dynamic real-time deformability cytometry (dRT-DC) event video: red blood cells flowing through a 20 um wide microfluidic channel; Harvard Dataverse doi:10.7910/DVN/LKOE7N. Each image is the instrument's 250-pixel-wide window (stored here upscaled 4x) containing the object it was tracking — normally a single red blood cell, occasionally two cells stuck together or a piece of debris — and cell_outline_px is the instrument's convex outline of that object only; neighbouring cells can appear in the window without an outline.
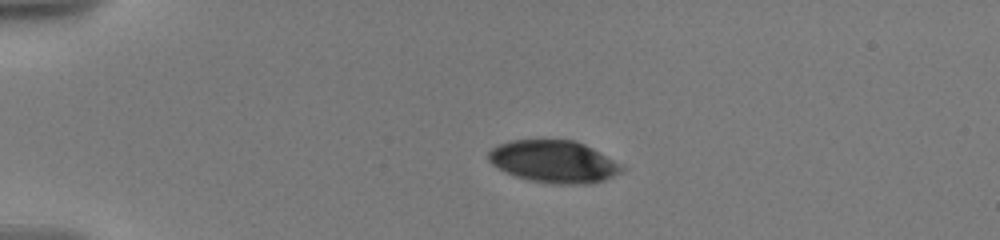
{"species": "human", "species_latin": "Homo sapiens", "temperature_condition": "warm", "stored_images_in_passage": 70, "camera_frame_rate_fps": 3000, "um_per_image_px": 0.085, "donor": {"sex": "male"}, "frame": {"image": 1, "passage_image": 1, "time_ms": 0.0, "image_size_px": [1000, 240], "cell_outline_px": [[624, 168], [620, 172], [604, 180], [592, 184], [552, 184], [528, 180], [516, 176], [492, 164], [488, 160], [488, 152], [492, 148], [500, 144], [512, 140], [576, 140], [592, 148], [620, 164]], "centroid_in_image_um": [47.07, 13.74], "position_along_channel_um": 37.9, "area_um2": 32.54}}
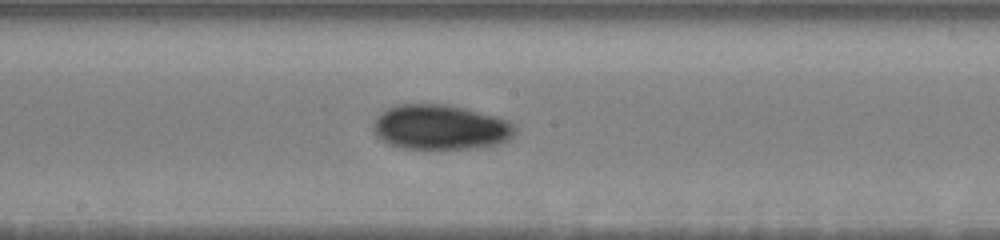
{"frame": {"image": 2, "passage_image": 28, "time_ms": 6.333, "image_size_px": [1000, 240], "cell_outline_px": [[516, 128], [508, 140], [496, 144], [472, 148], [400, 148], [388, 144], [376, 136], [372, 132], [372, 124], [376, 116], [380, 112], [396, 104], [448, 104], [496, 116], [512, 124]], "centroid_in_image_um": [37.34, 10.8], "position_along_channel_um": 210.9, "area_um2": 37.05}}
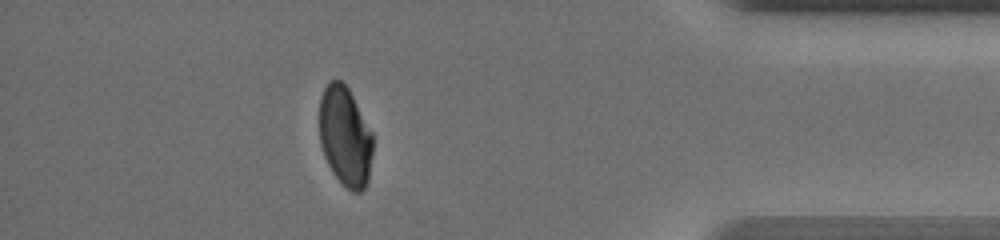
{"frame": {"image": 3, "passage_image": 56, "time_ms": 12.667, "image_size_px": [1000, 240], "cell_outline_px": [[372, 152], [368, 180], [364, 188], [360, 192], [352, 192], [332, 172], [324, 156], [320, 144], [320, 96], [324, 88], [332, 80], [340, 80], [348, 88], [372, 132]], "centroid_in_image_um": [29.33, 11.6], "position_along_channel_um": 405.9, "area_um2": 30.75}, "authors_computed_cell_mechanics": {"area_um2": 34.2176, "velocity_mm_per_s": 3.5811, "shape_relaxation_time_tau1_ms": 4.6237, "shape_relaxation_time_tau2_ms": 2.1503, "deformation_change_tau1": 0.1392, "deformation_change_tau2": 0.0496}}